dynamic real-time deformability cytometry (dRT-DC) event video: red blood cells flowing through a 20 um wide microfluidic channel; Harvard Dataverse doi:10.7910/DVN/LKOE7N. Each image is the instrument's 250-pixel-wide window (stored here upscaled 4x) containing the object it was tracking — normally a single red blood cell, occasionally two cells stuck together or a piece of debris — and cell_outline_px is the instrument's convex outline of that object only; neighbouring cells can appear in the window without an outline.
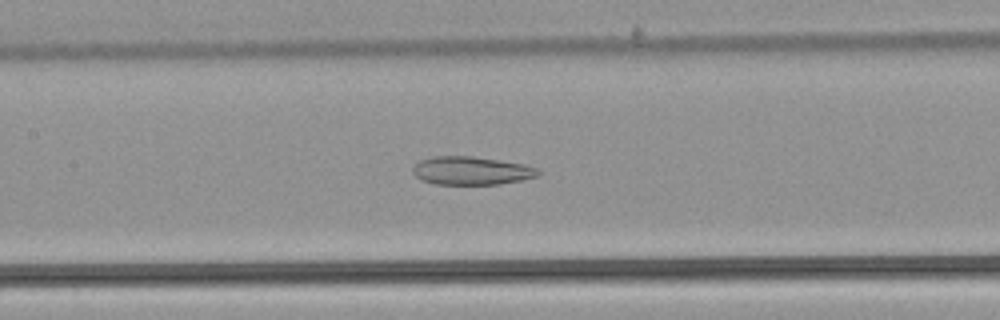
{"species": "common noctule bat (a hibernating species)", "species_latin": "Nyctalus noctula", "temperature_condition": "warm", "stored_images_in_passage": 42, "camera_frame_rate_fps": 3000, "um_per_image_px": 0.085, "animal": {"sex": "male", "body_mass_g": 21.5, "forearm_length_mm": 52.0}, "frame": {"image": 1, "passage_image": 13, "time_ms": 4.0, "image_size_px": [1000, 320], "cell_outline_px": [[540, 172], [536, 176], [520, 180], [500, 184], [436, 184], [420, 180], [412, 172], [412, 168], [420, 160], [432, 156], [472, 156], [500, 160], [524, 164], [536, 168]], "centroid_in_image_um": [40.02, 14.5], "position_along_channel_um": 167.4, "area_um2": 20.58}}
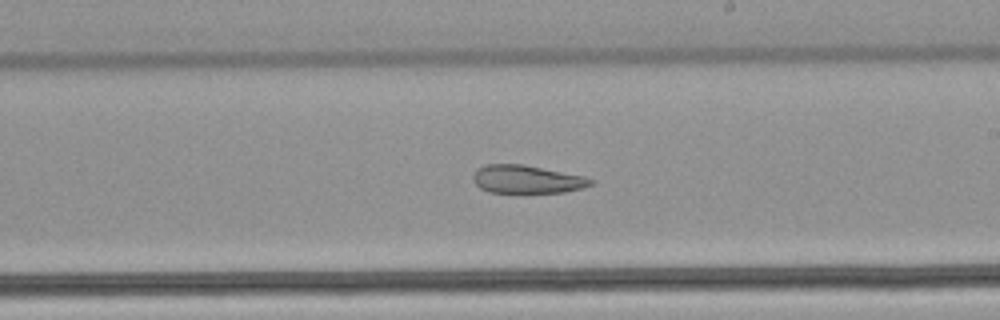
{"frame": {"image": 2, "passage_image": 19, "time_ms": 6.0, "image_size_px": [1000, 320], "cell_outline_px": [[596, 180], [592, 184], [584, 188], [564, 192], [488, 192], [480, 188], [472, 180], [472, 176], [476, 168], [484, 164], [524, 164], [584, 176]], "centroid_in_image_um": [44.77, 15.23], "position_along_channel_um": 244.2, "area_um2": 19.42}}
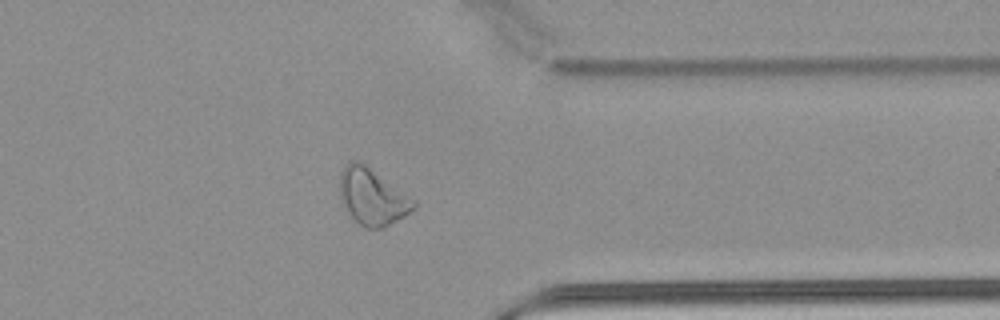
{"frame": {"image": 3, "passage_image": 30, "time_ms": 9.667, "image_size_px": [1000, 320], "cell_outline_px": [[416, 208], [404, 216], [384, 228], [364, 228], [348, 212], [336, 188], [340, 172], [344, 164], [348, 160], [356, 160], [364, 164], [416, 200]], "centroid_in_image_um": [31.61, 16.7], "position_along_channel_um": 379.8, "area_um2": 24.45}, "authors_computed_cell_mechanics": {"area_um2": 23.9292, "velocity_mm_per_s": 3.8601, "shape_relaxation_time_tau1_ms": null, "shape_relaxation_time_tau2_ms": 5.4441, "deformation_change_tau1": null, "deformation_change_tau2": 0.1483}}